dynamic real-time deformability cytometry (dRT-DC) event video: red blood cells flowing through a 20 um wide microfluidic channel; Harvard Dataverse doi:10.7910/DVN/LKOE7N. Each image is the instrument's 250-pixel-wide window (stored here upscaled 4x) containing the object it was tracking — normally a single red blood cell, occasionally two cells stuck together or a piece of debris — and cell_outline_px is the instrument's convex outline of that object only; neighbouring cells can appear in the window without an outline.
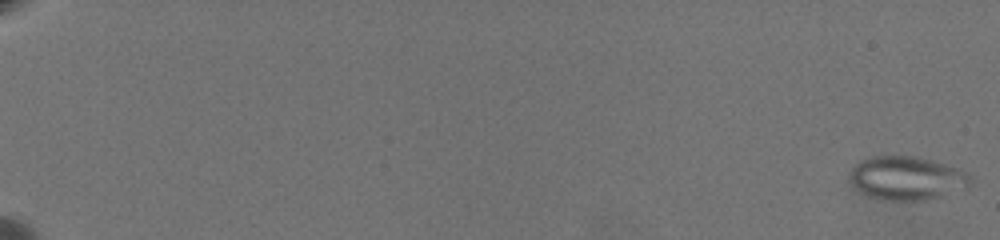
{"species": "common noctule bat (a hibernating species)", "species_latin": "Nyctalus noctula", "temperature_condition": "warm", "stored_images_in_passage": 63, "camera_frame_rate_fps": 3000, "um_per_image_px": 0.085, "animal": {"sex": "female", "body_mass_g": 19.5, "forearm_length_mm": 54.1}, "frame": {"image": 1, "passage_image": 1, "time_ms": 0.0, "image_size_px": [1000, 240], "cell_outline_px": [[972, 184], [968, 188], [940, 196], [912, 200], [892, 200], [868, 196], [860, 192], [848, 180], [848, 172], [860, 160], [872, 156], [916, 156], [932, 160], [956, 168], [972, 176]], "centroid_in_image_um": [77.05, 15.13], "position_along_channel_um": 8.0, "area_um2": 30.58}}
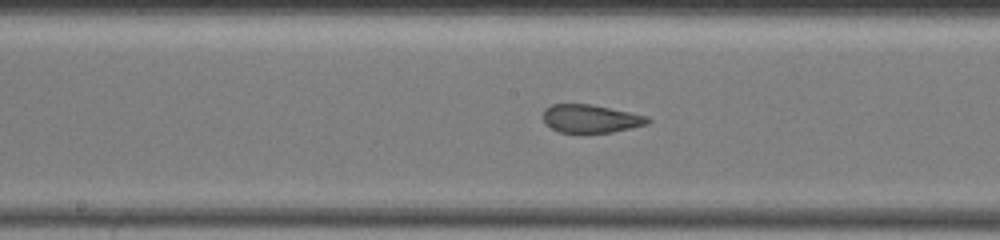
{"frame": {"image": 2, "passage_image": 37, "time_ms": 12.0, "image_size_px": [1000, 240], "cell_outline_px": [[652, 120], [648, 124], [612, 132], [560, 132], [544, 124], [540, 116], [544, 108], [552, 104], [592, 104], [648, 116]], "centroid_in_image_um": [50.16, 10.07], "position_along_channel_um": 198.0, "area_um2": 17.34}}
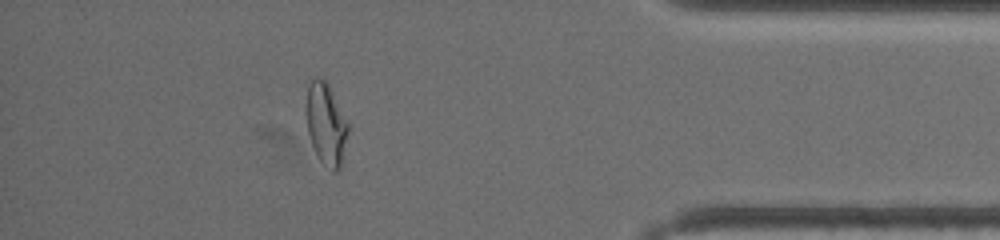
{"frame": {"image": 3, "passage_image": 57, "time_ms": 18.667, "image_size_px": [1000, 240], "cell_outline_px": [[348, 132], [340, 168], [336, 172], [332, 172], [320, 160], [312, 144], [308, 132], [304, 108], [308, 84], [316, 76], [324, 76], [348, 124]], "centroid_in_image_um": [27.67, 10.5], "position_along_channel_um": 407.5, "area_um2": 20.06}, "authors_computed_cell_mechanics": {"area_um2": 21.8484, "velocity_mm_per_s": 3.5707, "shape_relaxation_time_tau1_ms": null, "shape_relaxation_time_tau2_ms": 1.2227, "deformation_change_tau1": null, "deformation_change_tau2": 0.0911}}